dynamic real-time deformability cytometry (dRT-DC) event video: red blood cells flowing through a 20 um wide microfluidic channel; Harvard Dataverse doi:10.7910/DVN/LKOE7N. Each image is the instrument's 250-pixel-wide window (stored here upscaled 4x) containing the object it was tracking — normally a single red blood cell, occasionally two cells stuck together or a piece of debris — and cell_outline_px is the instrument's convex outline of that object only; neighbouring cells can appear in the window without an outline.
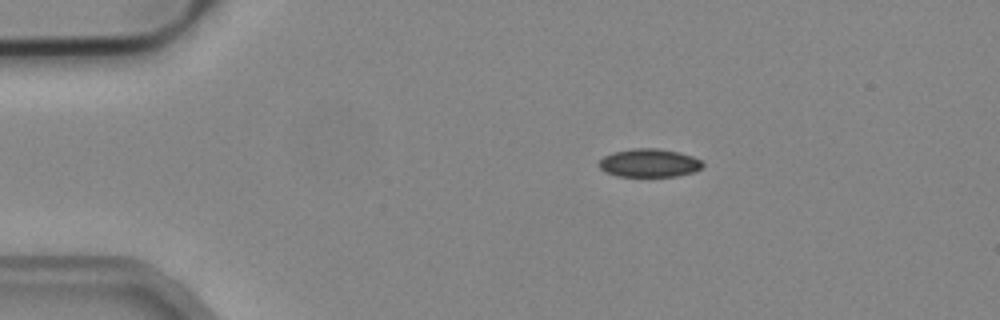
{"species": "common noctule bat (a hibernating species)", "species_latin": "Nyctalus noctula", "temperature_condition": "cold", "stored_images_in_passage": 44, "camera_frame_rate_fps": 3000, "um_per_image_px": 0.085, "animal": {"sex": "male", "body_mass_g": 19.2, "forearm_length_mm": 51.8}, "frame": {"image": 1, "passage_image": 1, "time_ms": 0.0, "image_size_px": [1000, 320], "cell_outline_px": [[704, 164], [700, 168], [692, 172], [676, 176], [616, 176], [604, 172], [596, 164], [604, 156], [612, 152], [632, 148], [656, 148], [680, 152], [692, 156], [700, 160]], "centroid_in_image_um": [55.13, 13.84], "position_along_channel_um": 29.9, "area_um2": 17.17}}
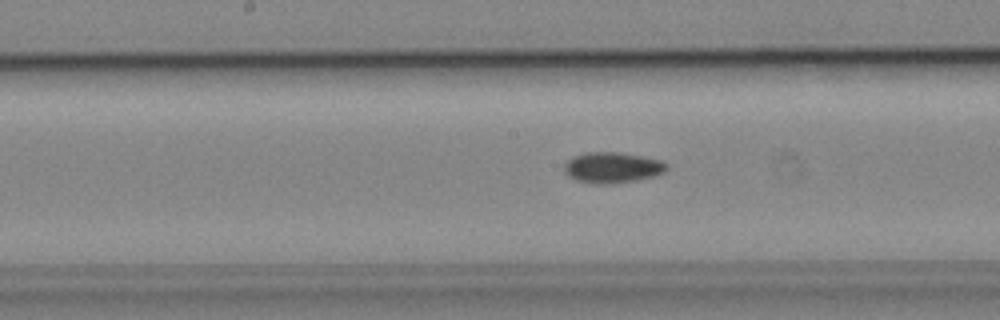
{"frame": {"image": 2, "passage_image": 18, "time_ms": 5.667, "image_size_px": [1000, 320], "cell_outline_px": [[668, 168], [664, 172], [652, 176], [632, 180], [604, 184], [596, 184], [576, 180], [568, 176], [564, 172], [564, 164], [572, 156], [584, 152], [620, 152], [660, 160], [668, 164]], "centroid_in_image_um": [52.0, 14.22], "position_along_channel_um": 196.2, "area_um2": 18.21}}
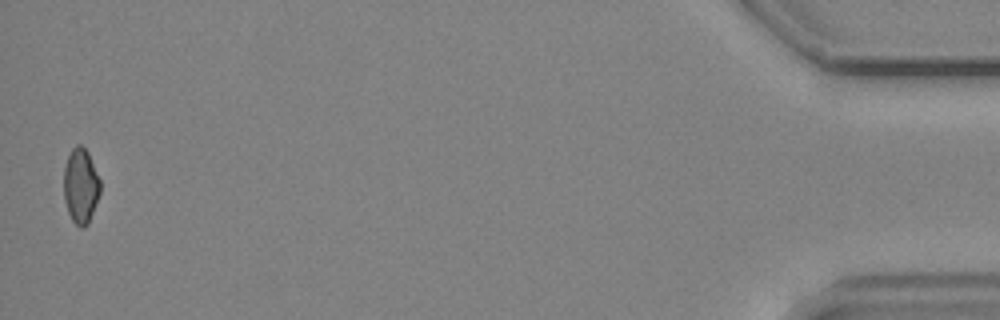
{"frame": {"image": 3, "passage_image": 43, "time_ms": 14.0, "image_size_px": [1000, 320], "cell_outline_px": [[100, 192], [88, 224], [84, 228], [80, 228], [72, 220], [68, 212], [64, 200], [64, 168], [68, 156], [72, 148], [76, 144], [80, 144], [88, 152], [100, 180]], "centroid_in_image_um": [6.85, 15.8], "position_along_channel_um": 428.3, "area_um2": 15.9}}